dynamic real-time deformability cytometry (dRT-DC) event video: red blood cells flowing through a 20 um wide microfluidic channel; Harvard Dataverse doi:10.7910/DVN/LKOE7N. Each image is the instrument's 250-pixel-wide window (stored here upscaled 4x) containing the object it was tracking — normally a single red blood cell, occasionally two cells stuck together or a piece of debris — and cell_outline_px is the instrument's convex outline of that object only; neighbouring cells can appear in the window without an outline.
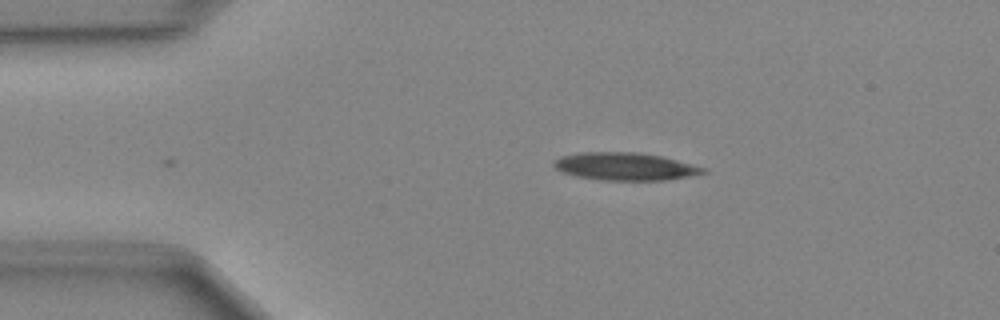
{"species": "Egyptian fruit bat (a non-hibernating species)", "species_latin": "Rousettus aegyptiacus", "temperature_condition": "cold", "stored_images_in_passage": 29, "camera_frame_rate_fps": 3000, "um_per_image_px": 0.085, "animal": {"sex": "female"}, "frame": {"image": 1, "passage_image": 1, "time_ms": 0.0, "image_size_px": [1000, 320], "cell_outline_px": [[708, 172], [668, 180], [600, 180], [576, 176], [560, 172], [552, 164], [552, 160], [560, 156], [580, 152], [640, 152], [664, 156], [708, 168]], "centroid_in_image_um": [53.13, 14.14], "position_along_channel_um": 31.9, "area_um2": 24.51}}
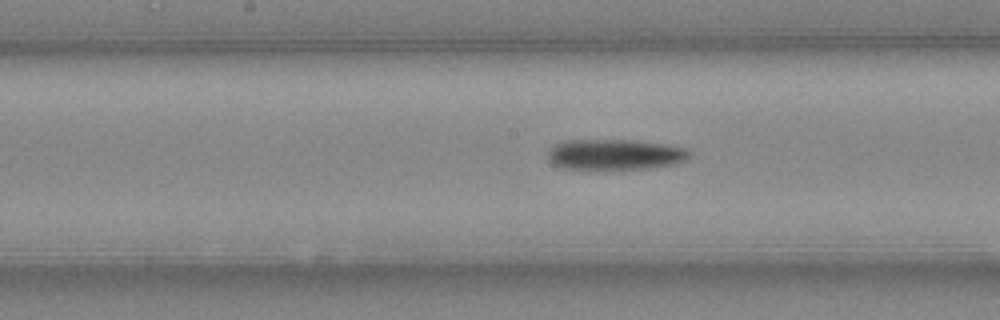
{"frame": {"image": 2, "passage_image": 16, "time_ms": 5.0, "image_size_px": [1000, 320], "cell_outline_px": [[692, 152], [684, 160], [676, 164], [648, 168], [564, 168], [556, 164], [548, 156], [548, 152], [556, 144], [564, 140], [640, 140], [688, 148]], "centroid_in_image_um": [52.35, 13.1], "position_along_channel_um": 195.8, "area_um2": 24.85}}
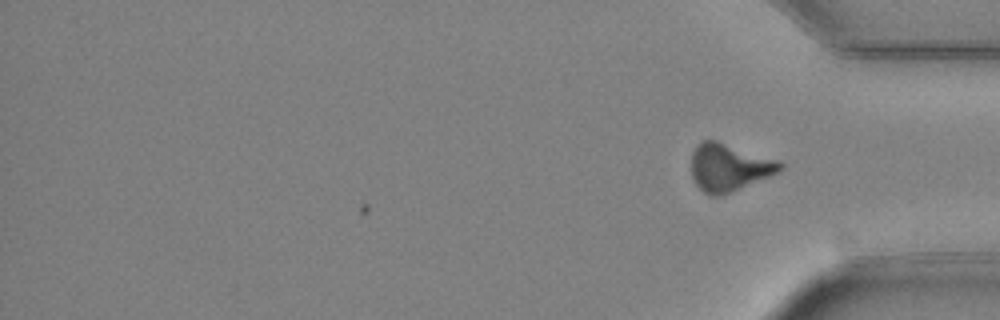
{"frame": {"image": 3, "passage_image": 29, "time_ms": 9.333, "image_size_px": [1000, 320], "cell_outline_px": [[784, 168], [780, 172], [720, 196], [712, 196], [704, 192], [696, 184], [692, 176], [692, 152], [696, 144], [700, 140], [716, 140], [780, 160], [784, 164]], "centroid_in_image_um": [61.98, 14.2], "position_along_channel_um": 373.2, "area_um2": 24.68}}